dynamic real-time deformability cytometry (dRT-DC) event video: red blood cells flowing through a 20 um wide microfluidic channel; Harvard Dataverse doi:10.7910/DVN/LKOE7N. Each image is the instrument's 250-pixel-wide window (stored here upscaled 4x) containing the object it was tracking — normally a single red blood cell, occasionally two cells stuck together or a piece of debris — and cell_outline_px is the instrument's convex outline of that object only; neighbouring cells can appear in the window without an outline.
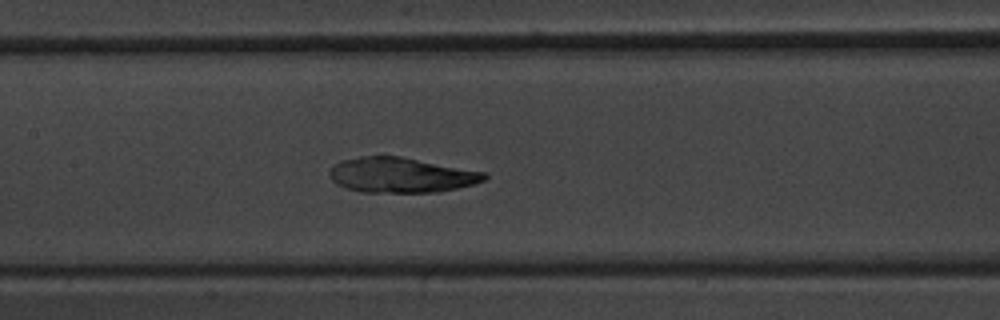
{"species": "common noctule bat (a hibernating species)", "species_latin": "Nyctalus noctula", "temperature_condition": "warm", "stored_images_in_passage": 52, "camera_frame_rate_fps": 3000, "um_per_image_px": 0.085, "animal": {"sex": "male", "body_mass_g": 20.1, "forearm_length_mm": 53.5}, "frame": {"image": 1, "passage_image": 26, "time_ms": 8.333, "image_size_px": [1000, 320], "cell_outline_px": [[488, 176], [484, 180], [472, 184], [456, 188], [436, 192], [360, 192], [336, 184], [332, 180], [332, 168], [340, 160], [360, 156], [400, 156], [488, 172]], "centroid_in_image_um": [34.13, 14.87], "position_along_channel_um": 173.3, "area_um2": 31.5}}
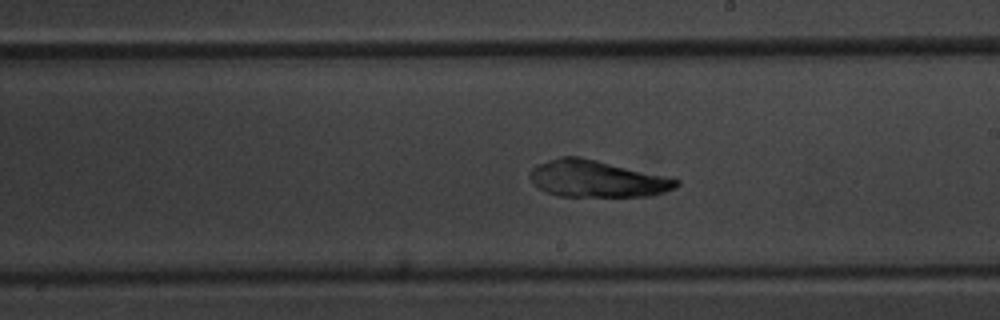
{"frame": {"image": 2, "passage_image": 31, "time_ms": 10.0, "image_size_px": [1000, 320], "cell_outline_px": [[680, 184], [676, 188], [664, 192], [648, 196], [560, 196], [544, 192], [536, 188], [532, 184], [528, 176], [528, 172], [536, 164], [560, 156], [580, 156], [680, 180]], "centroid_in_image_um": [50.65, 15.2], "position_along_channel_um": 238.4, "area_um2": 31.5}}
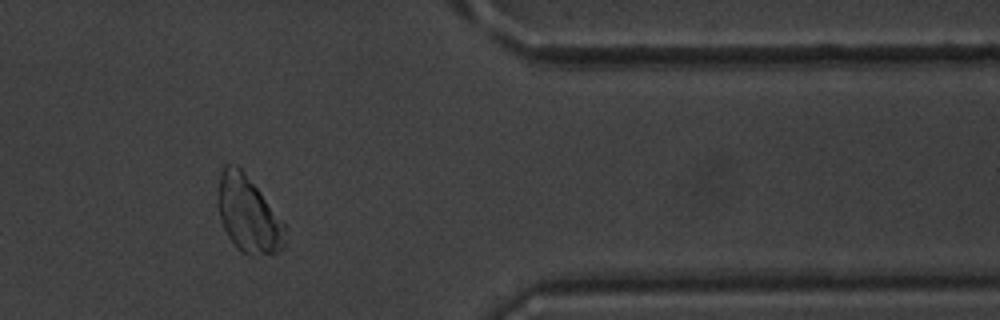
{"frame": {"image": 3, "passage_image": 44, "time_ms": 14.333, "image_size_px": [1000, 320], "cell_outline_px": [[288, 228], [284, 248], [276, 252], [252, 256], [248, 256], [236, 248], [228, 236], [224, 228], [220, 216], [220, 172], [224, 164], [236, 164], [244, 172], [260, 192]], "centroid_in_image_um": [21.15, 18.27], "position_along_channel_um": 390.2, "area_um2": 29.42}}